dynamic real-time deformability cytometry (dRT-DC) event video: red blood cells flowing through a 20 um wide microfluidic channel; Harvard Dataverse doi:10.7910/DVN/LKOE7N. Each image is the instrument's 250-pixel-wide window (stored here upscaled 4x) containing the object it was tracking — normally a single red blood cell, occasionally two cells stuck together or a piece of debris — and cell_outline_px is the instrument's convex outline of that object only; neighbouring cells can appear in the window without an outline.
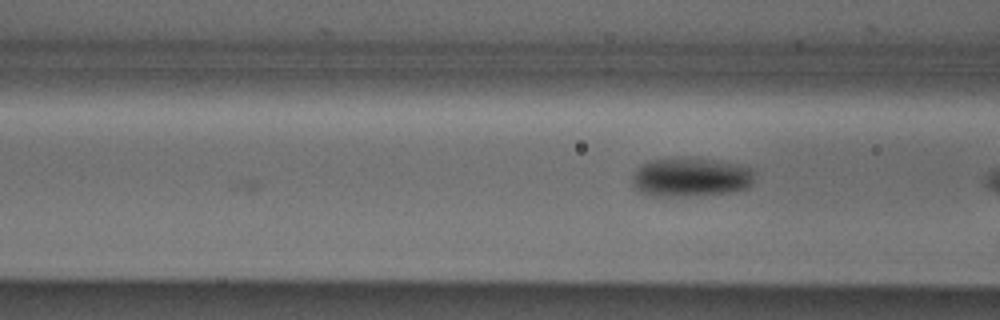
{"species": "Egyptian fruit bat (a non-hibernating species)", "species_latin": "Rousettus aegyptiacus", "temperature_condition": "cold", "stored_images_in_passage": 26, "camera_frame_rate_fps": 3000, "um_per_image_px": 0.085, "animal": {"sex": "male"}, "frame": {"image": 1, "passage_image": 26, "time_ms": 8.333, "image_size_px": [1000, 320], "cell_outline_px": [[756, 172], [752, 184], [748, 188], [732, 192], [688, 196], [656, 196], [640, 192], [632, 184], [632, 176], [636, 168], [640, 164], [648, 160], [680, 156], [688, 156], [716, 160], [736, 164], [752, 168]], "centroid_in_image_um": [58.71, 15.03], "position_along_channel_um": 107.9, "area_um2": 28.61}}